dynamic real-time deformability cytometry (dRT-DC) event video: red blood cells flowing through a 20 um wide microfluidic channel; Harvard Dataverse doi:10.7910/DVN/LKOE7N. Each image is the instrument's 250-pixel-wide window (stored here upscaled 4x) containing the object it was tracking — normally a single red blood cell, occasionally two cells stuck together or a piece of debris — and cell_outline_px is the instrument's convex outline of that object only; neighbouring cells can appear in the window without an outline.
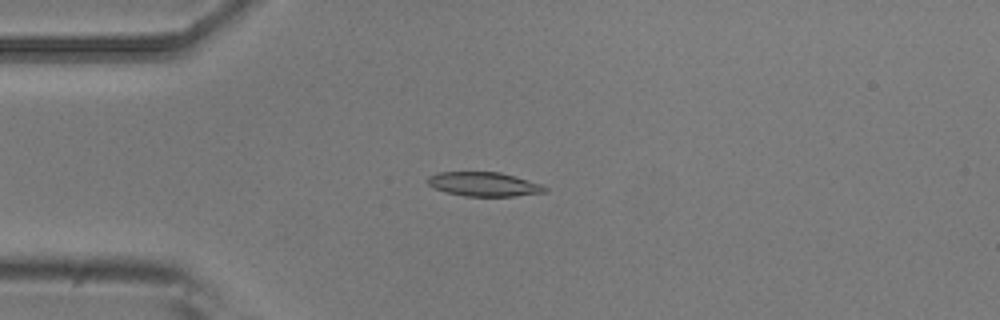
{"species": "common noctule bat (a hibernating species)", "species_latin": "Nyctalus noctula", "temperature_condition": "room temperature", "stored_images_in_passage": 7, "camera_frame_rate_fps": 3000, "um_per_image_px": 0.085, "animal": {"sex": "male", "body_mass_g": 20.5, "forearm_length_mm": 52.5}, "frame": {"image": 1, "passage_image": 4, "time_ms": 1.0, "image_size_px": [1000, 320], "cell_outline_px": [[548, 192], [516, 196], [464, 196], [448, 192], [436, 188], [428, 184], [428, 176], [440, 172], [500, 172], [544, 184], [548, 188]], "centroid_in_image_um": [41.22, 15.66], "position_along_channel_um": 43.8, "area_um2": 16.53}}
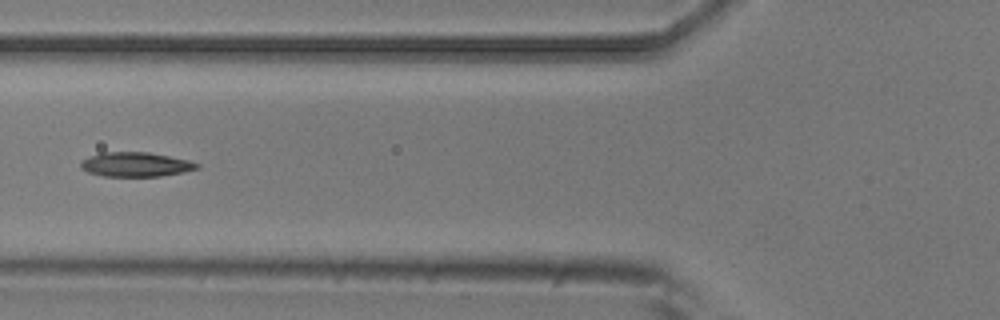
{"frame": {"image": 2, "passage_image": 6, "time_ms": 1.667, "image_size_px": [1000, 320], "cell_outline_px": [[200, 168], [184, 172], [160, 176], [104, 176], [88, 172], [80, 168], [80, 164], [84, 160], [100, 152], [148, 152], [188, 160], [200, 164]], "centroid_in_image_um": [11.56, 13.98], "position_along_channel_um": 114.2, "area_um2": 16.42}}
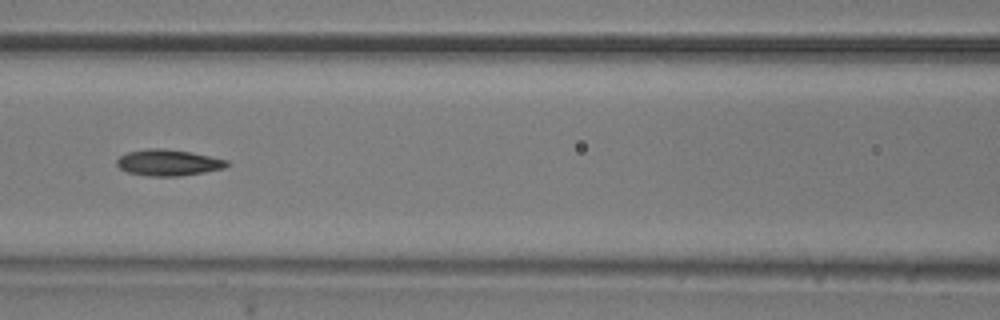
{"frame": {"image": 3, "passage_image": 7, "time_ms": 2.0, "image_size_px": [1000, 320], "cell_outline_px": [[232, 164], [224, 168], [204, 172], [180, 176], [148, 176], [128, 172], [120, 168], [116, 164], [116, 160], [120, 156], [128, 152], [148, 148], [160, 148], [188, 152], [228, 160]], "centroid_in_image_um": [14.3, 13.83], "position_along_channel_um": 152.3, "area_um2": 16.7}}